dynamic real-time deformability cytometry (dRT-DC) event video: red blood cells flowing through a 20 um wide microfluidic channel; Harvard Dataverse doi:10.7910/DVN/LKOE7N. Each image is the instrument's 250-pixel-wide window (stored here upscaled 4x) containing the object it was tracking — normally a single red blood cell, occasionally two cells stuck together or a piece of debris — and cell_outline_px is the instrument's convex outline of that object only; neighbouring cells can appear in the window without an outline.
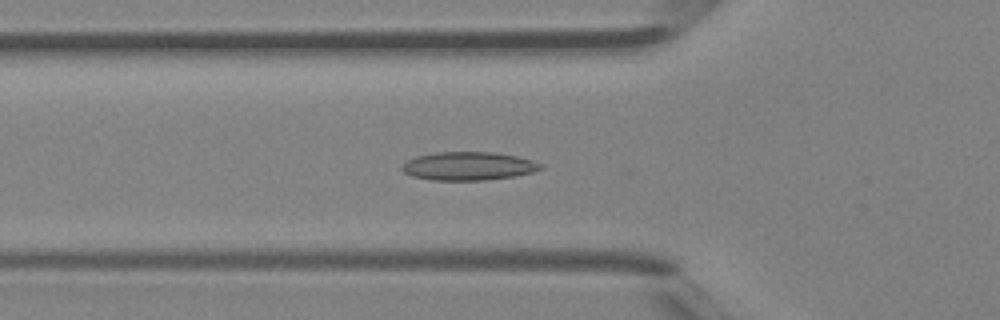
{"species": "Egyptian fruit bat (a non-hibernating species)", "species_latin": "Rousettus aegyptiacus", "temperature_condition": "room temperature", "stored_images_in_passage": 38, "camera_frame_rate_fps": 3000, "um_per_image_px": 0.085, "animal": {"sex": "female"}, "frame": {"image": 1, "passage_image": 12, "time_ms": 3.667, "image_size_px": [1000, 320], "cell_outline_px": [[544, 168], [532, 172], [516, 176], [484, 180], [432, 180], [412, 176], [404, 172], [400, 168], [408, 160], [416, 156], [436, 152], [496, 152], [516, 156], [532, 160], [544, 164]], "centroid_in_image_um": [39.85, 14.11], "position_along_channel_um": 86.0, "area_um2": 23.0}}
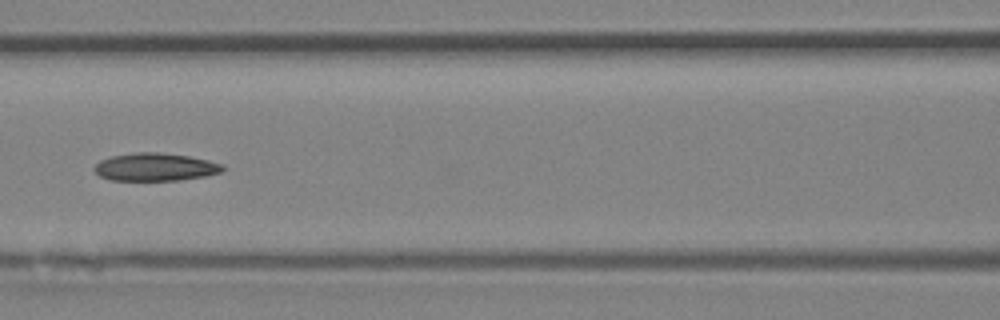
{"frame": {"image": 2, "passage_image": 16, "time_ms": 5.0, "image_size_px": [1000, 320], "cell_outline_px": [[224, 168], [220, 172], [204, 176], [180, 180], [112, 180], [100, 176], [92, 168], [100, 160], [112, 156], [132, 152], [160, 152], [188, 156], [208, 160], [220, 164]], "centroid_in_image_um": [13.15, 14.19], "position_along_channel_um": 153.5, "area_um2": 20.69}}
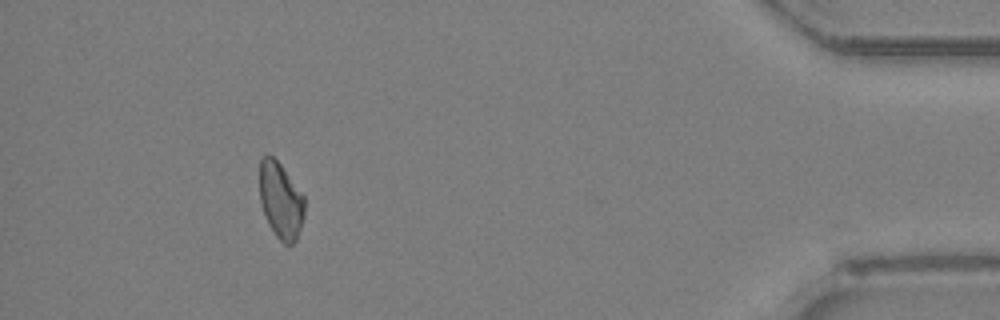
{"frame": {"image": 3, "passage_image": 35, "time_ms": 11.333, "image_size_px": [1000, 320], "cell_outline_px": [[304, 216], [296, 240], [288, 248], [276, 236], [268, 224], [260, 204], [260, 160], [264, 156], [272, 156], [280, 164], [304, 196]], "centroid_in_image_um": [23.86, 17.09], "position_along_channel_um": 411.3, "area_um2": 19.88}}